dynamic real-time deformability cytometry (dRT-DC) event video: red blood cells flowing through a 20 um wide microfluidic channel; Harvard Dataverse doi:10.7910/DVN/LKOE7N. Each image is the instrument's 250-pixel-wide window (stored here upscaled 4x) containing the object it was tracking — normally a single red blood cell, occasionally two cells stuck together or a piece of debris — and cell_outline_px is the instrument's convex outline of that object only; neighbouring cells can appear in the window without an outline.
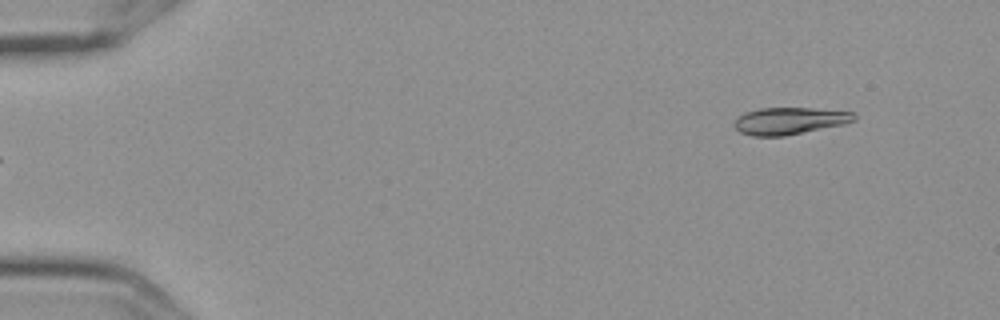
{"species": "Egyptian fruit bat (a non-hibernating species)", "species_latin": "Rousettus aegyptiacus", "temperature_condition": "cold", "stored_images_in_passage": 6, "segment_of_instrument_passage": [2, 2], "camera_frame_rate_fps": 3000, "um_per_image_px": 0.085, "frame": {"image": 1, "passage_image": 6, "time_ms": 1.667, "image_size_px": [1000, 320], "cell_outline_px": [[856, 120], [844, 124], [784, 136], [752, 136], [740, 132], [732, 124], [744, 112], [760, 108], [812, 108], [852, 112], [856, 116]], "centroid_in_image_um": [67.1, 10.27], "position_along_channel_um": 17.9, "area_um2": 18.79}}